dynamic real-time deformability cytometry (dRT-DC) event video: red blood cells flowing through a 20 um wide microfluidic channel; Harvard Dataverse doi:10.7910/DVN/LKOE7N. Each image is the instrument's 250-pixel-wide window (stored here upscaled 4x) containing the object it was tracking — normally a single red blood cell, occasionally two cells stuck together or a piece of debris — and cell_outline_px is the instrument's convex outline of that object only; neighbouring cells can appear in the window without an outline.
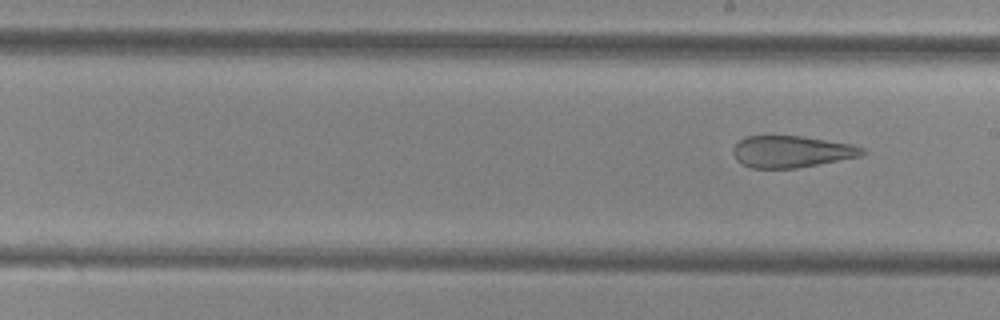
{"species": "common noctule bat (a hibernating species)", "species_latin": "Nyctalus noctula", "temperature_condition": "cold", "stored_images_in_passage": 10, "segment_of_instrument_passage": [2, 2], "camera_frame_rate_fps": 3000, "um_per_image_px": 0.085, "animal": {"sex": "female", "body_mass_g": 29.2, "forearm_length_mm": 56.3}, "frame": {"image": 1, "passage_image": 10, "time_ms": 11.333, "image_size_px": [1000, 320], "cell_outline_px": [[868, 152], [864, 156], [796, 168], [752, 168], [740, 164], [736, 160], [732, 152], [732, 148], [740, 140], [748, 136], [800, 136], [852, 144], [864, 148]], "centroid_in_image_um": [67.3, 12.9], "position_along_channel_um": 221.7, "area_um2": 24.04}}